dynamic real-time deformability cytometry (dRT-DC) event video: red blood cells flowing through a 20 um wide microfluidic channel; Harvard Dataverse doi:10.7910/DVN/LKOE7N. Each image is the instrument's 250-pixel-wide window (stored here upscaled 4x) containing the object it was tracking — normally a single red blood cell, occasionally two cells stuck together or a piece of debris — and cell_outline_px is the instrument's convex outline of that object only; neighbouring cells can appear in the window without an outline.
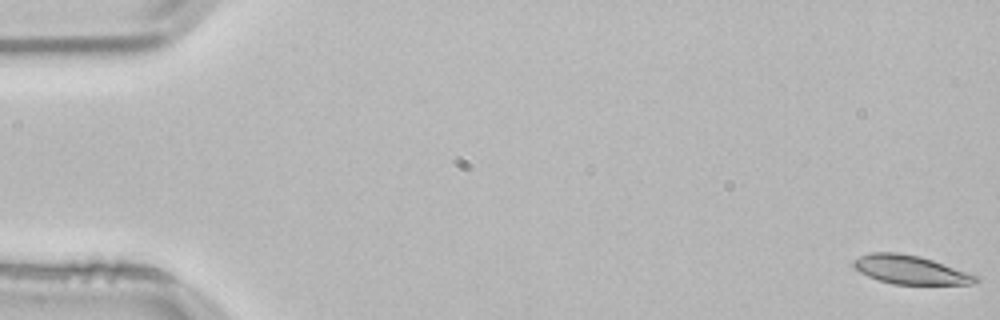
{"species": "common noctule bat (a hibernating species)", "species_latin": "Nyctalus noctula", "temperature_condition": "room temperature", "stored_images_in_passage": 54, "camera_frame_rate_fps": 3000, "um_per_image_px": 0.085, "animal": {"sex": "male", "body_mass_g": 21.5, "forearm_length_mm": 52.0}, "frame": {"image": 1, "passage_image": 1, "time_ms": 0.0, "image_size_px": [1000, 320], "cell_outline_px": [[980, 280], [972, 284], [892, 284], [868, 276], [860, 272], [852, 264], [852, 260], [860, 256], [872, 252], [900, 252], [920, 256], [944, 264], [976, 276]], "centroid_in_image_um": [77.33, 22.92], "position_along_channel_um": 7.7, "area_um2": 20.17}}
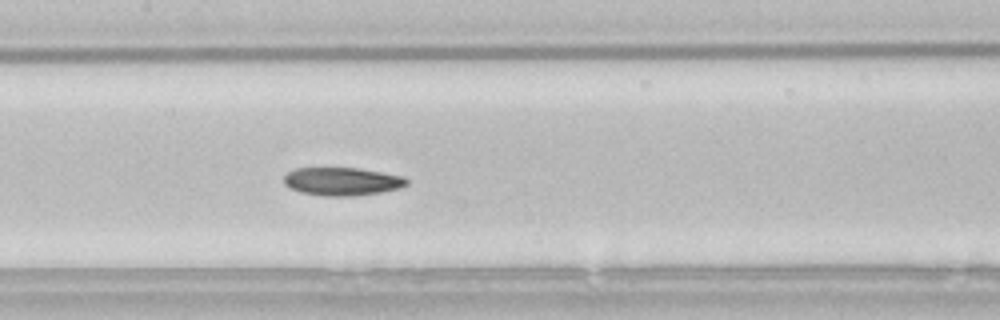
{"frame": {"image": 2, "passage_image": 26, "time_ms": 8.333, "image_size_px": [1000, 320], "cell_outline_px": [[408, 184], [400, 188], [380, 192], [356, 196], [324, 196], [300, 192], [284, 184], [284, 176], [288, 172], [296, 168], [356, 168], [404, 176], [408, 180]], "centroid_in_image_um": [29.09, 15.42], "position_along_channel_um": 178.3, "area_um2": 20.06}}
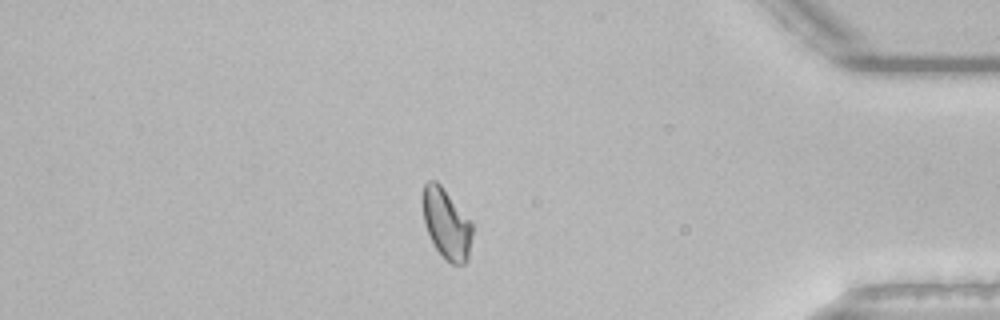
{"frame": {"image": 3, "passage_image": 46, "time_ms": 15.0, "image_size_px": [1000, 320], "cell_outline_px": [[472, 236], [468, 260], [464, 264], [452, 264], [436, 248], [428, 232], [424, 220], [424, 184], [428, 180], [436, 180], [440, 184], [472, 224]], "centroid_in_image_um": [37.97, 19.04], "position_along_channel_um": 397.2, "area_um2": 19.54}, "authors_computed_cell_mechanics": {"area_um2": 20.6635, "velocity_mm_per_s": 3.8144, "shape_relaxation_time_tau1_ms": 3.932, "shape_relaxation_time_tau2_ms": 9.6171, "deformation_change_tau1": 0.1326, "deformation_change_tau2": 0.1561}}